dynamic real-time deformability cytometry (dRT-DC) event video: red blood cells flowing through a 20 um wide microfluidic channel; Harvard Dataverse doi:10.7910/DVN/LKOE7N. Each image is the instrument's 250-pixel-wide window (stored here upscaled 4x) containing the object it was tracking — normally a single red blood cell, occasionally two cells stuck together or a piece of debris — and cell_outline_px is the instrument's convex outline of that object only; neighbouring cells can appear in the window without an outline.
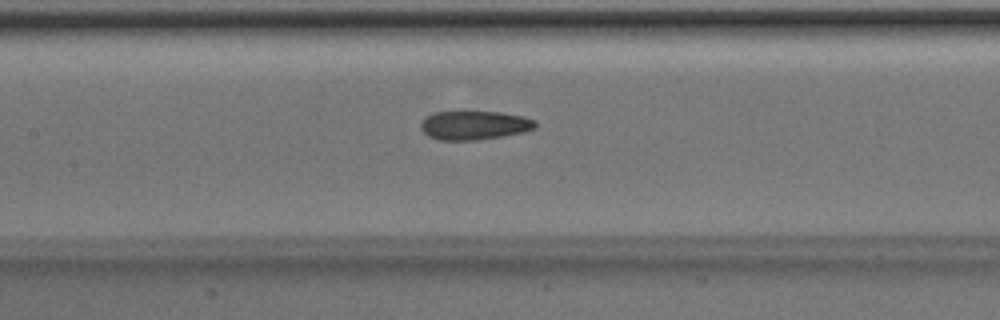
{"species": "Egyptian fruit bat (a non-hibernating species)", "species_latin": "Rousettus aegyptiacus", "temperature_condition": "room temperature", "stored_images_in_passage": 51, "camera_frame_rate_fps": 3000, "um_per_image_px": 0.085, "animal": {"sex": "male"}, "frame": {"image": 1, "passage_image": 24, "time_ms": 7.667, "image_size_px": [1000, 320], "cell_outline_px": [[536, 128], [524, 132], [476, 140], [440, 140], [428, 136], [420, 128], [420, 124], [428, 116], [436, 112], [500, 112], [524, 116], [536, 120]], "centroid_in_image_um": [40.35, 10.65], "position_along_channel_um": 167.1, "area_um2": 19.13}}
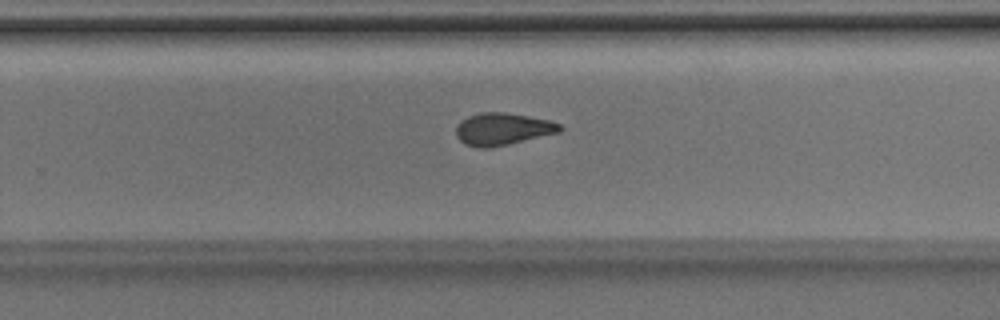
{"frame": {"image": 2, "passage_image": 33, "time_ms": 10.667, "image_size_px": [1000, 320], "cell_outline_px": [[564, 128], [560, 132], [508, 144], [488, 148], [480, 148], [464, 144], [456, 136], [456, 128], [468, 116], [480, 112], [504, 112], [548, 120], [560, 124]], "centroid_in_image_um": [42.73, 10.97], "position_along_channel_um": 287.1, "area_um2": 19.25}}
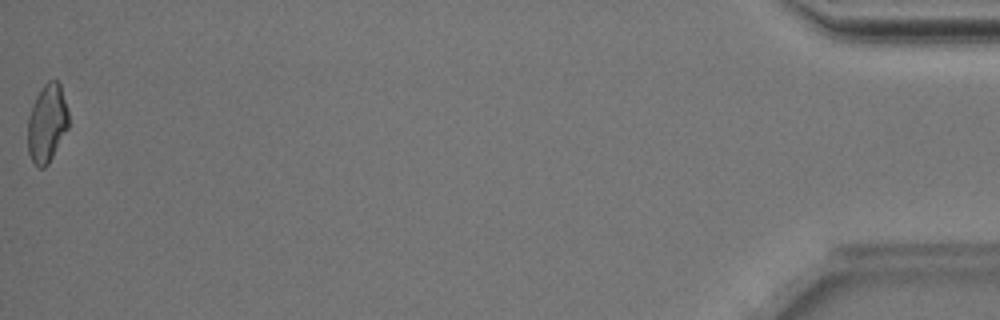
{"frame": {"image": 3, "passage_image": 51, "time_ms": 16.667, "image_size_px": [1000, 320], "cell_outline_px": [[68, 128], [48, 164], [44, 168], [40, 168], [32, 160], [28, 152], [28, 116], [36, 96], [44, 84], [48, 80], [56, 80], [60, 84], [68, 108]], "centroid_in_image_um": [4.0, 10.46], "position_along_channel_um": 431.2, "area_um2": 18.5}, "authors_computed_cell_mechanics": {"area_um2": 19.3052, "velocity_mm_per_s": 4.0217, "shape_relaxation_time_tau1_ms": 3.9433, "shape_relaxation_time_tau2_ms": 2.283, "deformation_change_tau1": 0.1529, "deformation_change_tau2": 0.0981}}